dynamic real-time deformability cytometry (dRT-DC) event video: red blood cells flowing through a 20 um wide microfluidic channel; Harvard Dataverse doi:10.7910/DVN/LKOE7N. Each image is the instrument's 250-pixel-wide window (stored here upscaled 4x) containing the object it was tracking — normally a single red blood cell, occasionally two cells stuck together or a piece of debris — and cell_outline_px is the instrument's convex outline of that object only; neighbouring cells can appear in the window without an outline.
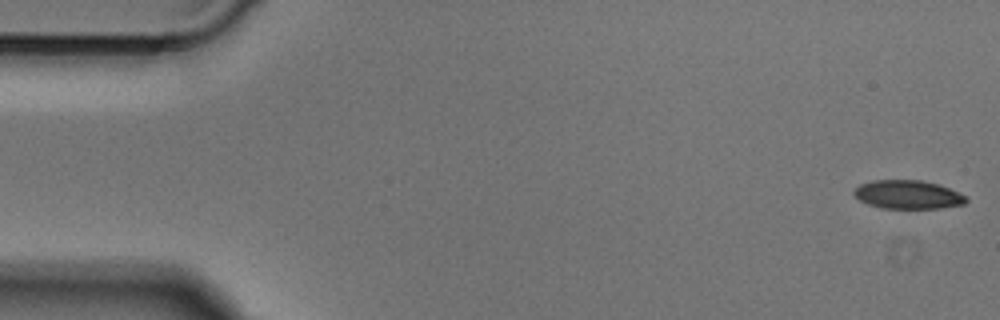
{"species": "Egyptian fruit bat (a non-hibernating species)", "species_latin": "Rousettus aegyptiacus", "temperature_condition": "cold", "stored_images_in_passage": 50, "segment_of_instrument_passage": [1, 2], "camera_frame_rate_fps": 3000, "um_per_image_px": 0.085, "animal": {"sex": "male"}, "frame": {"image": 1, "passage_image": 1, "time_ms": 0.0, "image_size_px": [1000, 320], "cell_outline_px": [[968, 200], [964, 204], [940, 208], [880, 208], [868, 204], [860, 200], [852, 192], [860, 184], [872, 180], [920, 180], [940, 184], [964, 196]], "centroid_in_image_um": [77.14, 16.54], "position_along_channel_um": 7.9, "area_um2": 18.55}}
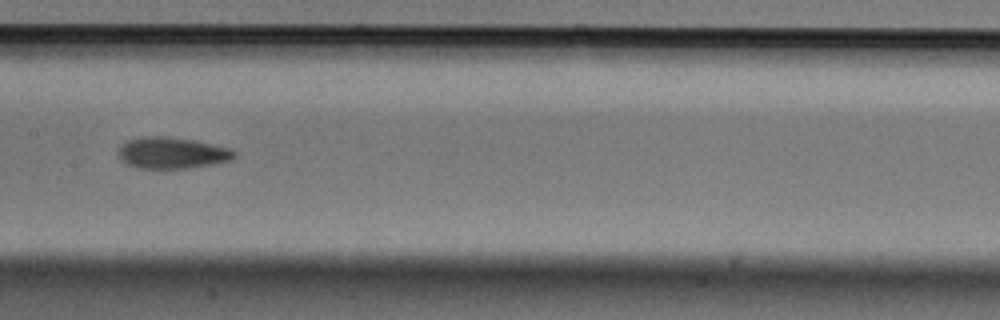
{"frame": {"image": 2, "passage_image": 24, "time_ms": 7.667, "image_size_px": [1000, 320], "cell_outline_px": [[236, 156], [232, 160], [216, 164], [188, 168], [136, 168], [120, 160], [120, 148], [128, 140], [144, 136], [164, 136], [196, 140], [232, 148], [236, 152]], "centroid_in_image_um": [14.7, 13.0], "position_along_channel_um": 192.7, "area_um2": 21.33}}
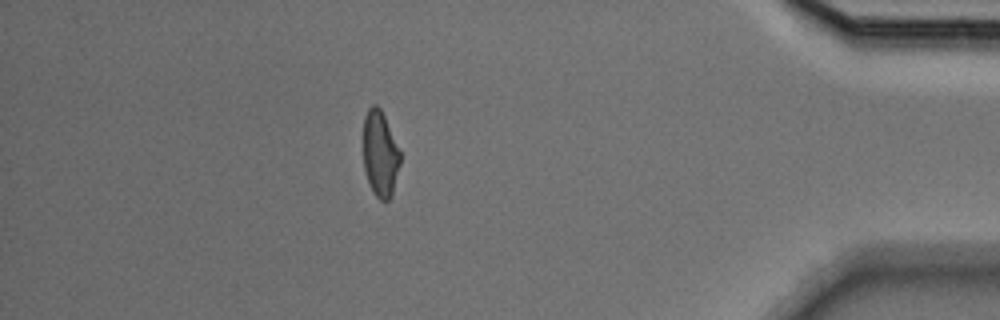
{"frame": {"image": 3, "passage_image": 43, "time_ms": 14.0, "image_size_px": [1000, 320], "cell_outline_px": [[400, 164], [392, 192], [388, 200], [380, 200], [372, 192], [364, 168], [364, 116], [368, 108], [372, 104], [376, 104], [380, 108], [384, 116], [400, 152]], "centroid_in_image_um": [32.3, 13.06], "position_along_channel_um": 402.9, "area_um2": 18.15}}